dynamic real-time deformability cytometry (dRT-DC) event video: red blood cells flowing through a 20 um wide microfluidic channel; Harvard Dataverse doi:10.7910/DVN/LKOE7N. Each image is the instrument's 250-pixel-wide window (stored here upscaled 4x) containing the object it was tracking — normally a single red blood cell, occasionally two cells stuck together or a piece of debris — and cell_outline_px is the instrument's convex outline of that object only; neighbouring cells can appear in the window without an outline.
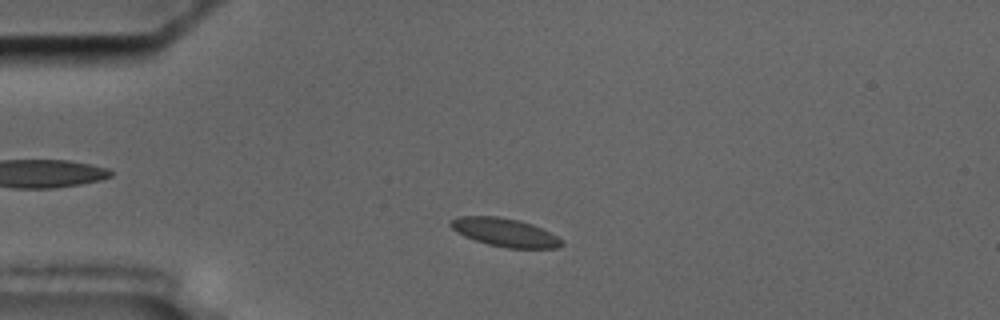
{"species": "common noctule bat (a hibernating species)", "species_latin": "Nyctalus noctula", "temperature_condition": "cold", "stored_images_in_passage": 51, "camera_frame_rate_fps": 3000, "um_per_image_px": 0.085, "animal": {"sex": "male", "body_mass_g": 17.5, "forearm_length_mm": 52.3}, "frame": {"image": 1, "passage_image": 8, "time_ms": 2.333, "image_size_px": [1000, 320], "cell_outline_px": [[564, 244], [556, 248], [508, 248], [488, 244], [464, 236], [456, 232], [448, 224], [448, 220], [456, 216], [496, 216], [520, 220], [532, 224], [564, 240]], "centroid_in_image_um": [42.87, 19.74], "position_along_channel_um": 42.1, "area_um2": 18.38}}
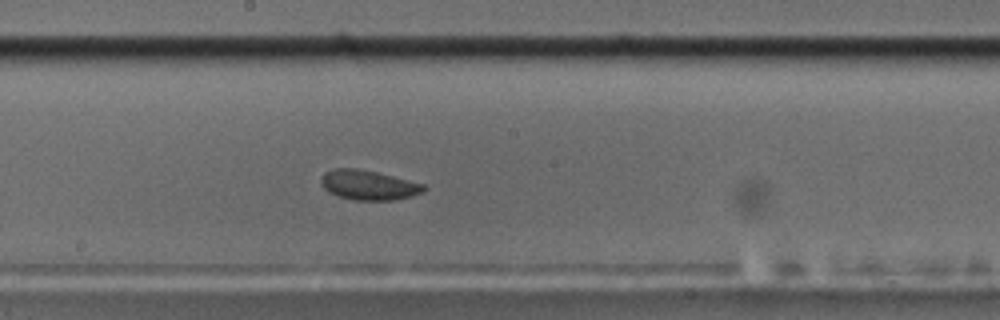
{"frame": {"image": 2, "passage_image": 25, "time_ms": 8.0, "image_size_px": [1000, 320], "cell_outline_px": [[428, 188], [424, 192], [412, 196], [396, 200], [352, 200], [328, 192], [320, 184], [320, 180], [324, 172], [336, 168], [356, 168], [376, 172], [424, 184]], "centroid_in_image_um": [31.33, 15.73], "position_along_channel_um": 216.9, "area_um2": 17.86}}
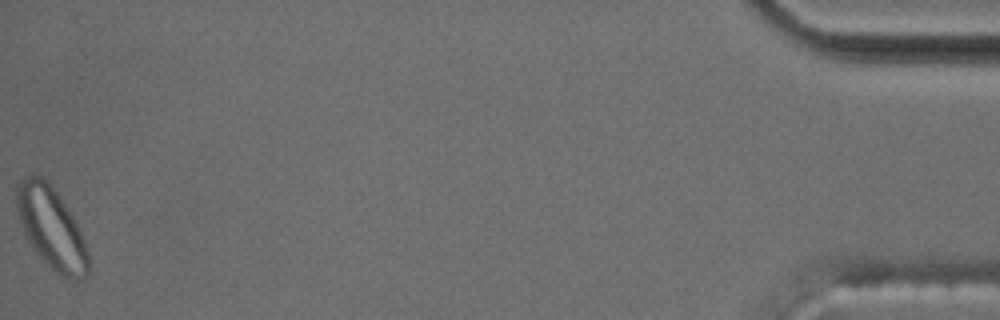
{"frame": {"image": 3, "passage_image": 51, "time_ms": 16.667, "image_size_px": [1000, 320], "cell_outline_px": [[88, 272], [80, 280], [76, 280], [60, 276], [36, 252], [28, 240], [24, 232], [16, 212], [16, 184], [24, 176], [32, 172], [44, 176], [60, 196], [68, 208], [84, 240], [88, 252]], "centroid_in_image_um": [4.33, 19.3], "position_along_channel_um": 430.9, "area_um2": 34.1}, "authors_computed_cell_mechanics": {"area_um2": 18.0336, "velocity_mm_per_s": 3.5616, "shape_relaxation_time_tau1_ms": 8.2555, "shape_relaxation_time_tau2_ms": null, "deformation_change_tau1": 0.0865, "deformation_change_tau2": null}}